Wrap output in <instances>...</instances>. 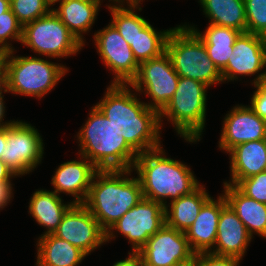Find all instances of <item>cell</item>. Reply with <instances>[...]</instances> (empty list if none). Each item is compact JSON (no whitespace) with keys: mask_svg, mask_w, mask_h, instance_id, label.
I'll list each match as a JSON object with an SVG mask.
<instances>
[{"mask_svg":"<svg viewBox=\"0 0 266 266\" xmlns=\"http://www.w3.org/2000/svg\"><path fill=\"white\" fill-rule=\"evenodd\" d=\"M9 50L6 49L0 42V60H5L8 56Z\"/></svg>","mask_w":266,"mask_h":266,"instance_id":"cell-45","label":"cell"},{"mask_svg":"<svg viewBox=\"0 0 266 266\" xmlns=\"http://www.w3.org/2000/svg\"><path fill=\"white\" fill-rule=\"evenodd\" d=\"M7 143V125L0 126V159L4 154L5 146Z\"/></svg>","mask_w":266,"mask_h":266,"instance_id":"cell-39","label":"cell"},{"mask_svg":"<svg viewBox=\"0 0 266 266\" xmlns=\"http://www.w3.org/2000/svg\"><path fill=\"white\" fill-rule=\"evenodd\" d=\"M129 88L127 84L111 83L95 106L138 154L160 148L159 112L139 101Z\"/></svg>","mask_w":266,"mask_h":266,"instance_id":"cell-1","label":"cell"},{"mask_svg":"<svg viewBox=\"0 0 266 266\" xmlns=\"http://www.w3.org/2000/svg\"><path fill=\"white\" fill-rule=\"evenodd\" d=\"M204 43L208 57L222 71L234 50V43L241 32L225 26L209 24L203 34L194 26L187 25Z\"/></svg>","mask_w":266,"mask_h":266,"instance_id":"cell-26","label":"cell"},{"mask_svg":"<svg viewBox=\"0 0 266 266\" xmlns=\"http://www.w3.org/2000/svg\"><path fill=\"white\" fill-rule=\"evenodd\" d=\"M111 11L112 21L110 22L122 37L127 41L129 46L132 44L134 37L140 32L149 22L136 14L135 9L141 11L139 6H116L115 4L108 5Z\"/></svg>","mask_w":266,"mask_h":266,"instance_id":"cell-29","label":"cell"},{"mask_svg":"<svg viewBox=\"0 0 266 266\" xmlns=\"http://www.w3.org/2000/svg\"><path fill=\"white\" fill-rule=\"evenodd\" d=\"M21 43L53 59L75 55L84 46L53 10L23 26Z\"/></svg>","mask_w":266,"mask_h":266,"instance_id":"cell-8","label":"cell"},{"mask_svg":"<svg viewBox=\"0 0 266 266\" xmlns=\"http://www.w3.org/2000/svg\"><path fill=\"white\" fill-rule=\"evenodd\" d=\"M164 224L165 207L143 198L108 229L106 242L115 238L113 230L119 231L131 243L132 252L137 253Z\"/></svg>","mask_w":266,"mask_h":266,"instance_id":"cell-10","label":"cell"},{"mask_svg":"<svg viewBox=\"0 0 266 266\" xmlns=\"http://www.w3.org/2000/svg\"><path fill=\"white\" fill-rule=\"evenodd\" d=\"M207 89L208 86L202 82L179 77L173 97L159 113L160 122L166 116L178 135L180 134L187 142L201 140L200 136L205 127Z\"/></svg>","mask_w":266,"mask_h":266,"instance_id":"cell-6","label":"cell"},{"mask_svg":"<svg viewBox=\"0 0 266 266\" xmlns=\"http://www.w3.org/2000/svg\"><path fill=\"white\" fill-rule=\"evenodd\" d=\"M210 197L203 185H200L192 193L170 201L169 205H165V224L185 232L193 224L203 204Z\"/></svg>","mask_w":266,"mask_h":266,"instance_id":"cell-25","label":"cell"},{"mask_svg":"<svg viewBox=\"0 0 266 266\" xmlns=\"http://www.w3.org/2000/svg\"><path fill=\"white\" fill-rule=\"evenodd\" d=\"M81 158L79 161H67L59 165L51 181L57 195L63 192L75 196L74 203L85 201L92 179L98 171L86 157Z\"/></svg>","mask_w":266,"mask_h":266,"instance_id":"cell-17","label":"cell"},{"mask_svg":"<svg viewBox=\"0 0 266 266\" xmlns=\"http://www.w3.org/2000/svg\"><path fill=\"white\" fill-rule=\"evenodd\" d=\"M53 235L78 247L86 255L106 243V231L82 203H74L66 211Z\"/></svg>","mask_w":266,"mask_h":266,"instance_id":"cell-13","label":"cell"},{"mask_svg":"<svg viewBox=\"0 0 266 266\" xmlns=\"http://www.w3.org/2000/svg\"><path fill=\"white\" fill-rule=\"evenodd\" d=\"M10 9V0H0V15Z\"/></svg>","mask_w":266,"mask_h":266,"instance_id":"cell-43","label":"cell"},{"mask_svg":"<svg viewBox=\"0 0 266 266\" xmlns=\"http://www.w3.org/2000/svg\"><path fill=\"white\" fill-rule=\"evenodd\" d=\"M252 238L243 222L226 204L221 209L218 220L216 246L210 252L216 255L243 259Z\"/></svg>","mask_w":266,"mask_h":266,"instance_id":"cell-18","label":"cell"},{"mask_svg":"<svg viewBox=\"0 0 266 266\" xmlns=\"http://www.w3.org/2000/svg\"><path fill=\"white\" fill-rule=\"evenodd\" d=\"M37 242L36 266H77L87 256L78 247L53 234L41 235Z\"/></svg>","mask_w":266,"mask_h":266,"instance_id":"cell-23","label":"cell"},{"mask_svg":"<svg viewBox=\"0 0 266 266\" xmlns=\"http://www.w3.org/2000/svg\"><path fill=\"white\" fill-rule=\"evenodd\" d=\"M97 1H99L101 3V0H97ZM109 1H114L113 3L117 2L118 4L116 3V6H119V0H109Z\"/></svg>","mask_w":266,"mask_h":266,"instance_id":"cell-47","label":"cell"},{"mask_svg":"<svg viewBox=\"0 0 266 266\" xmlns=\"http://www.w3.org/2000/svg\"><path fill=\"white\" fill-rule=\"evenodd\" d=\"M62 199L55 191L37 190L29 202V212L36 222L47 228L42 235L53 234L62 221L66 211L74 204L62 203Z\"/></svg>","mask_w":266,"mask_h":266,"instance_id":"cell-24","label":"cell"},{"mask_svg":"<svg viewBox=\"0 0 266 266\" xmlns=\"http://www.w3.org/2000/svg\"><path fill=\"white\" fill-rule=\"evenodd\" d=\"M235 186L246 196L266 204V171L242 179Z\"/></svg>","mask_w":266,"mask_h":266,"instance_id":"cell-33","label":"cell"},{"mask_svg":"<svg viewBox=\"0 0 266 266\" xmlns=\"http://www.w3.org/2000/svg\"><path fill=\"white\" fill-rule=\"evenodd\" d=\"M137 253L142 257L144 266H174L195 256L185 232L166 224L152 235Z\"/></svg>","mask_w":266,"mask_h":266,"instance_id":"cell-14","label":"cell"},{"mask_svg":"<svg viewBox=\"0 0 266 266\" xmlns=\"http://www.w3.org/2000/svg\"><path fill=\"white\" fill-rule=\"evenodd\" d=\"M210 24L225 26L241 33L246 32L244 0H199Z\"/></svg>","mask_w":266,"mask_h":266,"instance_id":"cell-27","label":"cell"},{"mask_svg":"<svg viewBox=\"0 0 266 266\" xmlns=\"http://www.w3.org/2000/svg\"><path fill=\"white\" fill-rule=\"evenodd\" d=\"M256 76H257V78H254V80H253L254 82H252V84L256 85L259 83H263L266 86V71L262 72Z\"/></svg>","mask_w":266,"mask_h":266,"instance_id":"cell-42","label":"cell"},{"mask_svg":"<svg viewBox=\"0 0 266 266\" xmlns=\"http://www.w3.org/2000/svg\"><path fill=\"white\" fill-rule=\"evenodd\" d=\"M129 257L125 260L117 261L113 266H144L142 257L138 253L128 252Z\"/></svg>","mask_w":266,"mask_h":266,"instance_id":"cell-37","label":"cell"},{"mask_svg":"<svg viewBox=\"0 0 266 266\" xmlns=\"http://www.w3.org/2000/svg\"><path fill=\"white\" fill-rule=\"evenodd\" d=\"M58 9L52 8L69 31L85 45L82 33L88 32L97 18L101 3L97 0H55Z\"/></svg>","mask_w":266,"mask_h":266,"instance_id":"cell-22","label":"cell"},{"mask_svg":"<svg viewBox=\"0 0 266 266\" xmlns=\"http://www.w3.org/2000/svg\"><path fill=\"white\" fill-rule=\"evenodd\" d=\"M219 148L228 153L238 144L266 139V120L261 119L249 106L237 105L223 121Z\"/></svg>","mask_w":266,"mask_h":266,"instance_id":"cell-16","label":"cell"},{"mask_svg":"<svg viewBox=\"0 0 266 266\" xmlns=\"http://www.w3.org/2000/svg\"><path fill=\"white\" fill-rule=\"evenodd\" d=\"M227 204L243 222L249 234L266 238V204L243 194L235 185L224 183Z\"/></svg>","mask_w":266,"mask_h":266,"instance_id":"cell-21","label":"cell"},{"mask_svg":"<svg viewBox=\"0 0 266 266\" xmlns=\"http://www.w3.org/2000/svg\"><path fill=\"white\" fill-rule=\"evenodd\" d=\"M228 153L231 181L223 183L236 185L240 180L266 170V139L238 144Z\"/></svg>","mask_w":266,"mask_h":266,"instance_id":"cell-20","label":"cell"},{"mask_svg":"<svg viewBox=\"0 0 266 266\" xmlns=\"http://www.w3.org/2000/svg\"><path fill=\"white\" fill-rule=\"evenodd\" d=\"M77 137L79 155L86 157L98 170L132 169L139 155L96 106Z\"/></svg>","mask_w":266,"mask_h":266,"instance_id":"cell-4","label":"cell"},{"mask_svg":"<svg viewBox=\"0 0 266 266\" xmlns=\"http://www.w3.org/2000/svg\"><path fill=\"white\" fill-rule=\"evenodd\" d=\"M131 172L132 169L98 170L92 179L82 204L106 232L144 198L138 177L128 178Z\"/></svg>","mask_w":266,"mask_h":266,"instance_id":"cell-3","label":"cell"},{"mask_svg":"<svg viewBox=\"0 0 266 266\" xmlns=\"http://www.w3.org/2000/svg\"><path fill=\"white\" fill-rule=\"evenodd\" d=\"M196 266H239L241 259L216 255L211 252L195 254Z\"/></svg>","mask_w":266,"mask_h":266,"instance_id":"cell-34","label":"cell"},{"mask_svg":"<svg viewBox=\"0 0 266 266\" xmlns=\"http://www.w3.org/2000/svg\"><path fill=\"white\" fill-rule=\"evenodd\" d=\"M15 176L14 172L0 159V181H11Z\"/></svg>","mask_w":266,"mask_h":266,"instance_id":"cell-38","label":"cell"},{"mask_svg":"<svg viewBox=\"0 0 266 266\" xmlns=\"http://www.w3.org/2000/svg\"><path fill=\"white\" fill-rule=\"evenodd\" d=\"M23 26L17 20L11 8L0 15V42L9 51L14 50L9 39L21 42Z\"/></svg>","mask_w":266,"mask_h":266,"instance_id":"cell-32","label":"cell"},{"mask_svg":"<svg viewBox=\"0 0 266 266\" xmlns=\"http://www.w3.org/2000/svg\"><path fill=\"white\" fill-rule=\"evenodd\" d=\"M0 90L7 92L5 88V61L0 60Z\"/></svg>","mask_w":266,"mask_h":266,"instance_id":"cell-41","label":"cell"},{"mask_svg":"<svg viewBox=\"0 0 266 266\" xmlns=\"http://www.w3.org/2000/svg\"><path fill=\"white\" fill-rule=\"evenodd\" d=\"M179 75L174 70L167 52L139 64L137 76L128 86L136 92H145L152 98L146 105L159 113L169 103L177 89Z\"/></svg>","mask_w":266,"mask_h":266,"instance_id":"cell-9","label":"cell"},{"mask_svg":"<svg viewBox=\"0 0 266 266\" xmlns=\"http://www.w3.org/2000/svg\"><path fill=\"white\" fill-rule=\"evenodd\" d=\"M9 51L5 61V88L7 92L42 98L68 72L57 63L37 57L13 56Z\"/></svg>","mask_w":266,"mask_h":266,"instance_id":"cell-7","label":"cell"},{"mask_svg":"<svg viewBox=\"0 0 266 266\" xmlns=\"http://www.w3.org/2000/svg\"><path fill=\"white\" fill-rule=\"evenodd\" d=\"M164 155L166 154L162 146L140 153L132 169L137 171L143 197L165 207V199L173 201L188 195L196 190L200 183L187 165Z\"/></svg>","mask_w":266,"mask_h":266,"instance_id":"cell-2","label":"cell"},{"mask_svg":"<svg viewBox=\"0 0 266 266\" xmlns=\"http://www.w3.org/2000/svg\"><path fill=\"white\" fill-rule=\"evenodd\" d=\"M166 52L179 77L197 80L208 87L223 82L221 71L208 57L204 43L187 24L172 28Z\"/></svg>","mask_w":266,"mask_h":266,"instance_id":"cell-5","label":"cell"},{"mask_svg":"<svg viewBox=\"0 0 266 266\" xmlns=\"http://www.w3.org/2000/svg\"><path fill=\"white\" fill-rule=\"evenodd\" d=\"M256 91L253 93L250 108L261 118L266 120V86L263 83L254 85Z\"/></svg>","mask_w":266,"mask_h":266,"instance_id":"cell-35","label":"cell"},{"mask_svg":"<svg viewBox=\"0 0 266 266\" xmlns=\"http://www.w3.org/2000/svg\"><path fill=\"white\" fill-rule=\"evenodd\" d=\"M124 0H119V6H124L123 2ZM143 1V0H126V3H128L127 7L128 6H139V3Z\"/></svg>","mask_w":266,"mask_h":266,"instance_id":"cell-44","label":"cell"},{"mask_svg":"<svg viewBox=\"0 0 266 266\" xmlns=\"http://www.w3.org/2000/svg\"><path fill=\"white\" fill-rule=\"evenodd\" d=\"M233 47L227 66L221 71L223 82L238 80L239 75H254L266 67V37L241 33Z\"/></svg>","mask_w":266,"mask_h":266,"instance_id":"cell-15","label":"cell"},{"mask_svg":"<svg viewBox=\"0 0 266 266\" xmlns=\"http://www.w3.org/2000/svg\"><path fill=\"white\" fill-rule=\"evenodd\" d=\"M246 32L266 37V0H244Z\"/></svg>","mask_w":266,"mask_h":266,"instance_id":"cell-31","label":"cell"},{"mask_svg":"<svg viewBox=\"0 0 266 266\" xmlns=\"http://www.w3.org/2000/svg\"><path fill=\"white\" fill-rule=\"evenodd\" d=\"M226 204L224 195H220L217 200L210 197L203 204L193 224L185 231L189 246L195 254L213 250L219 216Z\"/></svg>","mask_w":266,"mask_h":266,"instance_id":"cell-19","label":"cell"},{"mask_svg":"<svg viewBox=\"0 0 266 266\" xmlns=\"http://www.w3.org/2000/svg\"><path fill=\"white\" fill-rule=\"evenodd\" d=\"M94 41L103 63L115 74L112 84H130L137 76L139 63L117 29L109 23L94 34Z\"/></svg>","mask_w":266,"mask_h":266,"instance_id":"cell-12","label":"cell"},{"mask_svg":"<svg viewBox=\"0 0 266 266\" xmlns=\"http://www.w3.org/2000/svg\"><path fill=\"white\" fill-rule=\"evenodd\" d=\"M11 181H0V210L3 209L11 200L12 196Z\"/></svg>","mask_w":266,"mask_h":266,"instance_id":"cell-36","label":"cell"},{"mask_svg":"<svg viewBox=\"0 0 266 266\" xmlns=\"http://www.w3.org/2000/svg\"><path fill=\"white\" fill-rule=\"evenodd\" d=\"M171 31L172 29H167L158 32L148 23L137 33L130 45L136 61L140 64L166 52L167 39Z\"/></svg>","mask_w":266,"mask_h":266,"instance_id":"cell-28","label":"cell"},{"mask_svg":"<svg viewBox=\"0 0 266 266\" xmlns=\"http://www.w3.org/2000/svg\"><path fill=\"white\" fill-rule=\"evenodd\" d=\"M3 90H0V126H4V125H10L12 124L14 121H9V122H2L4 119V112H5V106H4V101L3 98L4 96L2 95ZM2 122V123H1Z\"/></svg>","mask_w":266,"mask_h":266,"instance_id":"cell-40","label":"cell"},{"mask_svg":"<svg viewBox=\"0 0 266 266\" xmlns=\"http://www.w3.org/2000/svg\"><path fill=\"white\" fill-rule=\"evenodd\" d=\"M50 6V0H10V8L22 26L49 14Z\"/></svg>","mask_w":266,"mask_h":266,"instance_id":"cell-30","label":"cell"},{"mask_svg":"<svg viewBox=\"0 0 266 266\" xmlns=\"http://www.w3.org/2000/svg\"><path fill=\"white\" fill-rule=\"evenodd\" d=\"M43 144L37 129L14 120L7 125V143L1 160L16 176L29 174L43 158Z\"/></svg>","mask_w":266,"mask_h":266,"instance_id":"cell-11","label":"cell"},{"mask_svg":"<svg viewBox=\"0 0 266 266\" xmlns=\"http://www.w3.org/2000/svg\"><path fill=\"white\" fill-rule=\"evenodd\" d=\"M174 266H196V257L194 256L191 260H188L186 262L183 263H179L177 265Z\"/></svg>","mask_w":266,"mask_h":266,"instance_id":"cell-46","label":"cell"}]
</instances>
